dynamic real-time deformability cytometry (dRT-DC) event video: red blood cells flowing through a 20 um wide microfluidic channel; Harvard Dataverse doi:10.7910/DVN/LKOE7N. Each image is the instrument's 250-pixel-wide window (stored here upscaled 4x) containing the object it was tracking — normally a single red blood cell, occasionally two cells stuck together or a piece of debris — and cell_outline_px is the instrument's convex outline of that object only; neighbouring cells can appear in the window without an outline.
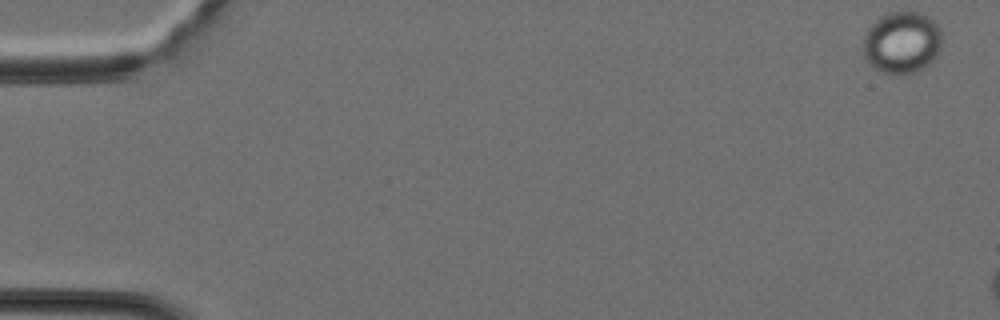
{"species": "Egyptian fruit bat (a non-hibernating species)", "species_latin": "Rousettus aegyptiacus", "temperature_condition": "cold", "stored_images_in_passage": 5, "camera_frame_rate_fps": 3000, "um_per_image_px": 0.085, "animal": {"sex": "female"}, "frame": {"image": 1, "passage_image": 1, "time_ms": 0.0, "image_size_px": [1000, 320], "cell_outline_px": [[944, 40], [936, 56], [924, 68], [916, 72], [900, 76], [884, 72], [876, 68], [864, 56], [864, 36], [868, 28], [880, 16], [888, 12], [920, 12], [928, 16], [940, 28]], "centroid_in_image_um": [76.7, 3.61], "position_along_channel_um": 8.3, "area_um2": 28.61}}